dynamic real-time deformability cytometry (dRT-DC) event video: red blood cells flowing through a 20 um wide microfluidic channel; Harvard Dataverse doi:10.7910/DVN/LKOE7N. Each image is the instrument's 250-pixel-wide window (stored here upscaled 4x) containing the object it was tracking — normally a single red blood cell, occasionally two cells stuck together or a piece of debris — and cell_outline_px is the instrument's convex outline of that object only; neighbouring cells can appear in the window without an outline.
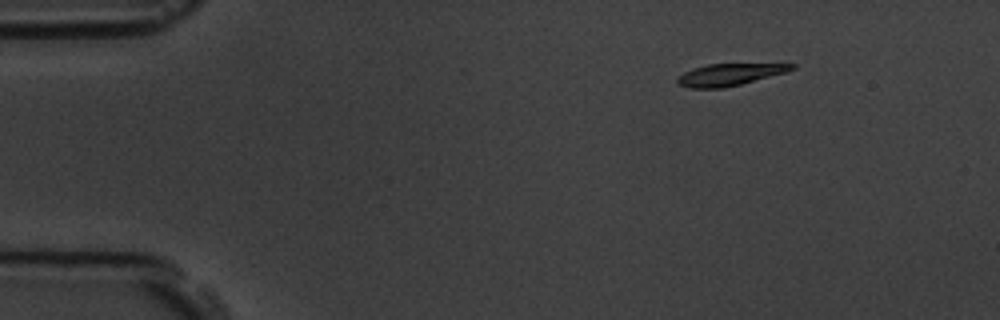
{"species": "common noctule bat (a hibernating species)", "species_latin": "Nyctalus noctula", "temperature_condition": "room temperature", "stored_images_in_passage": 9, "camera_frame_rate_fps": 3000, "um_per_image_px": 0.085, "animal": {"sex": "male", "body_mass_g": 19.5, "forearm_length_mm": 54.6}, "frame": {"image": 1, "passage_image": 3, "time_ms": 2.333, "image_size_px": [1000, 320], "cell_outline_px": [[796, 68], [788, 72], [724, 88], [688, 88], [676, 84], [676, 76], [692, 68], [708, 64], [796, 64]], "centroid_in_image_um": [61.96, 6.34], "position_along_channel_um": 23.0, "area_um2": 14.74}}
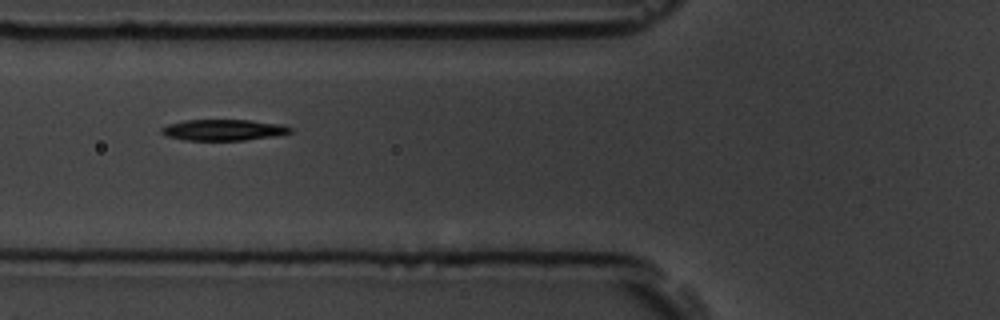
{"frame": {"image": 2, "passage_image": 7, "time_ms": 6.667, "image_size_px": [1000, 320], "cell_outline_px": [[292, 132], [276, 136], [244, 140], [184, 140], [168, 136], [160, 132], [160, 128], [168, 124], [184, 120], [248, 120], [284, 124], [292, 128]], "centroid_in_image_um": [19.01, 11.04], "position_along_channel_um": 106.8, "area_um2": 15.9}}
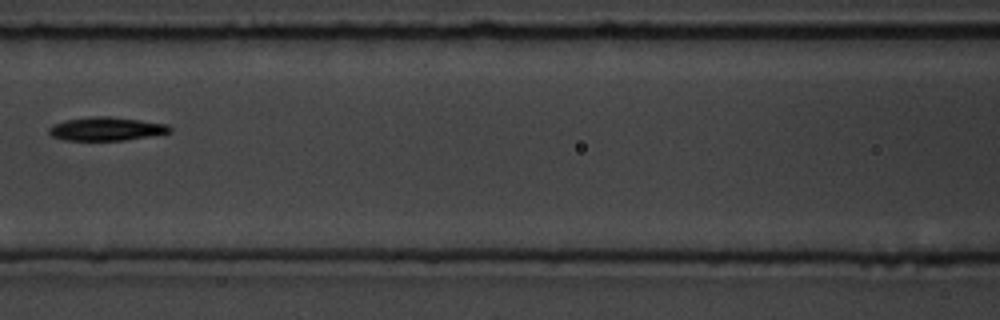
{"frame": {"image": 3, "passage_image": 8, "time_ms": 8.0, "image_size_px": [1000, 320], "cell_outline_px": [[172, 132], [124, 140], [64, 140], [52, 136], [48, 132], [48, 128], [52, 124], [64, 120], [92, 116], [108, 116], [140, 120], [168, 124], [172, 128]], "centroid_in_image_um": [9.01, 10.94], "position_along_channel_um": 157.6, "area_um2": 16.59}}